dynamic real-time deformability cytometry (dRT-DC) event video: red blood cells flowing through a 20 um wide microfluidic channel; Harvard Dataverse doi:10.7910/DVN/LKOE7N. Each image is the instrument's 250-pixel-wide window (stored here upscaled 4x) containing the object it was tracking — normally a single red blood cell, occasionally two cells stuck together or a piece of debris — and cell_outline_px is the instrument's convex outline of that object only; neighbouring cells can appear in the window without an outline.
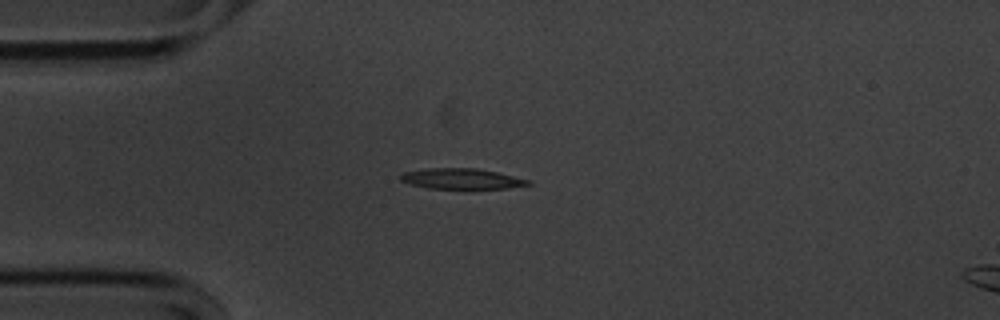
{"species": "common noctule bat (a hibernating species)", "species_latin": "Nyctalus noctula", "temperature_condition": "cold", "stored_images_in_passage": 55, "camera_frame_rate_fps": 3000, "um_per_image_px": 0.085, "animal": {"sex": "male", "body_mass_g": 20.1, "forearm_length_mm": 53.5}, "frame": {"image": 1, "passage_image": 14, "time_ms": 4.333, "image_size_px": [1000, 320], "cell_outline_px": [[532, 184], [508, 188], [428, 188], [408, 184], [400, 180], [400, 176], [404, 172], [428, 168], [476, 168], [496, 172], [528, 180]], "centroid_in_image_um": [39.18, 15.19], "position_along_channel_um": 45.8, "area_um2": 15.03}}
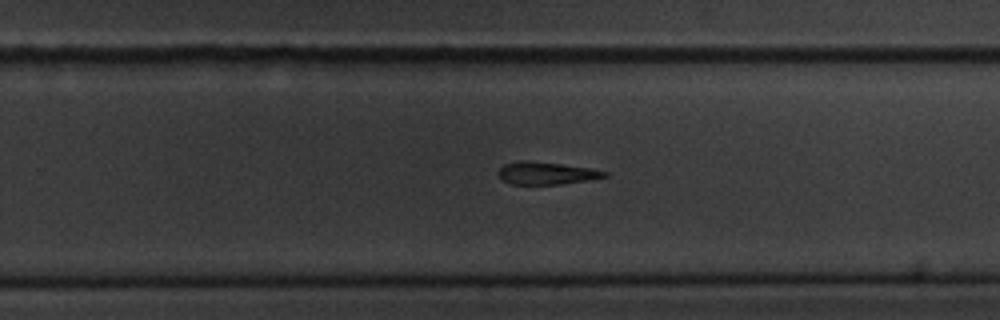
{"frame": {"image": 2, "passage_image": 35, "time_ms": 11.333, "image_size_px": [1000, 320], "cell_outline_px": [[608, 176], [588, 180], [560, 184], [512, 184], [500, 180], [496, 172], [504, 164], [516, 160], [524, 160], [560, 164], [592, 168], [608, 172]], "centroid_in_image_um": [46.38, 14.71], "position_along_channel_um": 283.4, "area_um2": 14.05}}
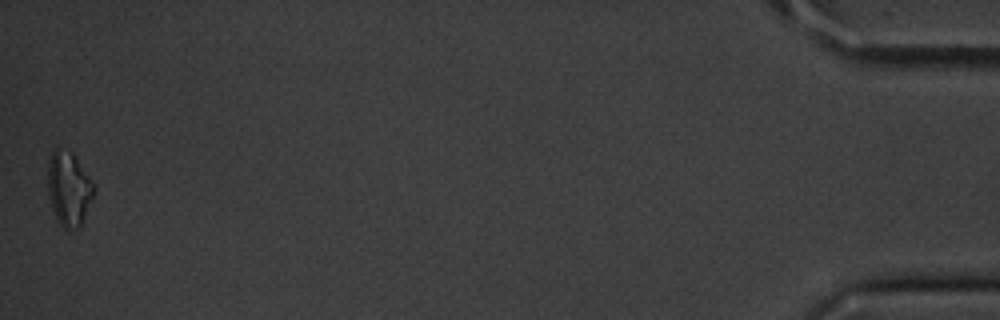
{"frame": {"image": 3, "passage_image": 55, "time_ms": 18.0, "image_size_px": [1000, 320], "cell_outline_px": [[96, 188], [80, 228], [68, 232], [60, 224], [52, 208], [48, 192], [48, 164], [52, 152], [56, 148], [60, 148], [72, 152], [96, 184]], "centroid_in_image_um": [5.88, 16.05], "position_along_channel_um": 429.3, "area_um2": 20.11}, "authors_computed_cell_mechanics": {"area_um2": 15.4326, "velocity_mm_per_s": 3.607, "shape_relaxation_time_tau1_ms": 4.9107, "shape_relaxation_time_tau2_ms": null, "deformation_change_tau1": 0.1372, "deformation_change_tau2": null}}